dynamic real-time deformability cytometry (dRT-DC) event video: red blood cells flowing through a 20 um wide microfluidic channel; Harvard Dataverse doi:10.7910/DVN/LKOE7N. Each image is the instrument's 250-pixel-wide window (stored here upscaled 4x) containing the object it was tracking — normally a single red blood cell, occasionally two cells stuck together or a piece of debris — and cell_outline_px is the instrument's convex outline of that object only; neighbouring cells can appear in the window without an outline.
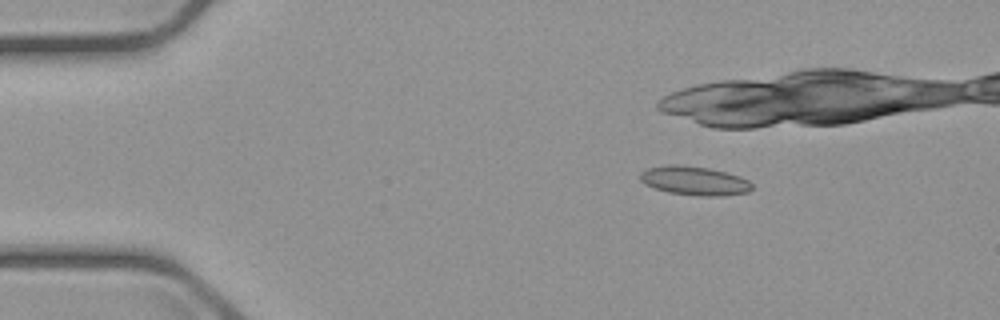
{"species": "common noctule bat (a hibernating species)", "species_latin": "Nyctalus noctula", "temperature_condition": "cold", "stored_images_in_passage": 4, "camera_frame_rate_fps": 3000, "um_per_image_px": 0.085, "animal": {"sex": "male", "body_mass_g": 23.1, "forearm_length_mm": 52.7}, "frame": {"image": 1, "passage_image": 3, "time_ms": 2.333, "image_size_px": [1000, 320], "cell_outline_px": [[752, 188], [748, 192], [724, 196], [700, 196], [668, 192], [644, 184], [640, 180], [640, 172], [648, 168], [668, 164], [680, 164], [708, 168], [740, 176], [748, 180], [752, 184]], "centroid_in_image_um": [59.02, 15.36], "position_along_channel_um": 26.0, "area_um2": 18.9}}